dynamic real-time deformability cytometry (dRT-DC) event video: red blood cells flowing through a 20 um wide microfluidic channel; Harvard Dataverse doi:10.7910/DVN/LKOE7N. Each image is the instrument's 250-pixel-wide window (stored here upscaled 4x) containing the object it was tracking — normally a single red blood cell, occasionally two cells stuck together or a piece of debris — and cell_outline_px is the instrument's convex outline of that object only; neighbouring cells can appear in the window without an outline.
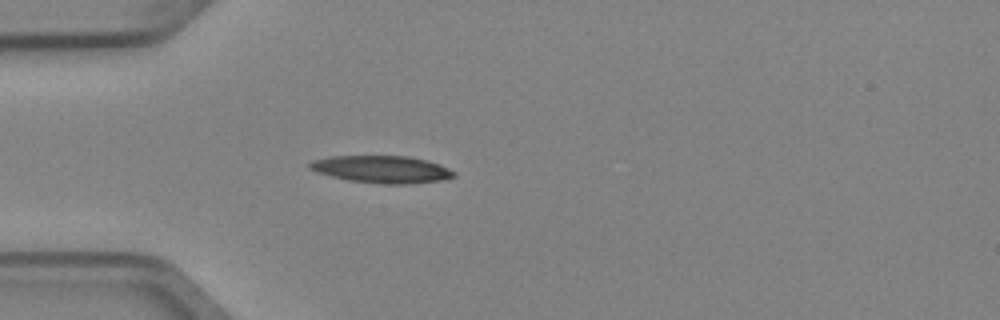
{"species": "Egyptian fruit bat (a non-hibernating species)", "species_latin": "Rousettus aegyptiacus", "temperature_condition": "cold", "stored_images_in_passage": 1, "camera_frame_rate_fps": 3000, "um_per_image_px": 0.085, "animal": {"sex": "female"}, "frame": {"image": 1, "passage_image": 1, "time_ms": 0.0, "image_size_px": [1000, 320], "cell_outline_px": [[456, 176], [440, 180], [408, 184], [380, 184], [348, 180], [316, 172], [308, 168], [308, 164], [312, 160], [332, 156], [408, 156], [440, 164], [456, 172]], "centroid_in_image_um": [32.44, 14.39], "position_along_channel_um": 52.6, "area_um2": 22.89}}